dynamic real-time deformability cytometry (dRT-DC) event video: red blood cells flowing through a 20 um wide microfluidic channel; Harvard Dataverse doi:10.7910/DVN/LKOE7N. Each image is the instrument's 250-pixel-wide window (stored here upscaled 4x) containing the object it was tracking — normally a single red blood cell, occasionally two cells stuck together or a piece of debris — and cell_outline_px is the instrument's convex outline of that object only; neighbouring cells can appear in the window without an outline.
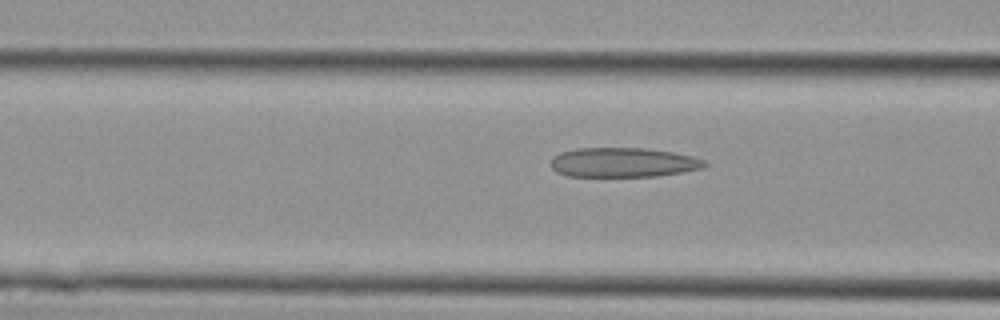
{"species": "Egyptian fruit bat (a non-hibernating species)", "species_latin": "Rousettus aegyptiacus", "temperature_condition": "cold", "stored_images_in_passage": 5, "camera_frame_rate_fps": 3000, "um_per_image_px": 0.085, "animal": {"sex": "female"}, "frame": {"image": 1, "passage_image": 5, "time_ms": 1.333, "image_size_px": [1000, 320], "cell_outline_px": [[708, 164], [700, 168], [680, 172], [656, 176], [568, 176], [556, 172], [552, 168], [552, 156], [560, 152], [576, 148], [644, 148], [672, 152], [692, 156], [704, 160]], "centroid_in_image_um": [52.92, 13.8], "position_along_channel_um": 113.7, "area_um2": 26.3}}